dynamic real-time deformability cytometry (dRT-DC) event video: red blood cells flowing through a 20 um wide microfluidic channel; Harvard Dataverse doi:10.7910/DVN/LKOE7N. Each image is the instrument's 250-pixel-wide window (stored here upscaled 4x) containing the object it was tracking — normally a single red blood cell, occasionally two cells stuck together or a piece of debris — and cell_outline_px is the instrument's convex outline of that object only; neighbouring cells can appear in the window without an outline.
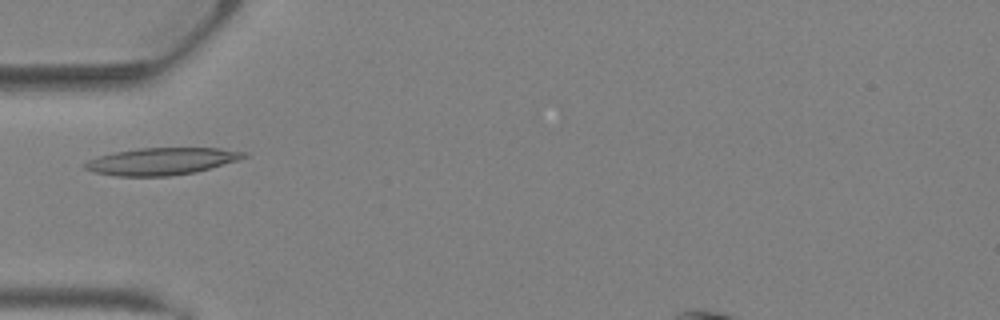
{"species": "Egyptian fruit bat (a non-hibernating species)", "species_latin": "Rousettus aegyptiacus", "temperature_condition": "warm", "stored_images_in_passage": 24, "camera_frame_rate_fps": 3000, "um_per_image_px": 0.085, "animal": {"sex": "female"}, "frame": {"image": 1, "passage_image": 1, "time_ms": 0.0, "image_size_px": [1000, 320], "cell_outline_px": [[248, 156], [236, 160], [196, 172], [168, 176], [116, 176], [92, 172], [84, 168], [84, 164], [88, 160], [100, 156], [116, 152], [140, 148], [220, 148], [248, 152]], "centroid_in_image_um": [13.73, 13.71], "position_along_channel_um": 71.3, "area_um2": 24.91}}
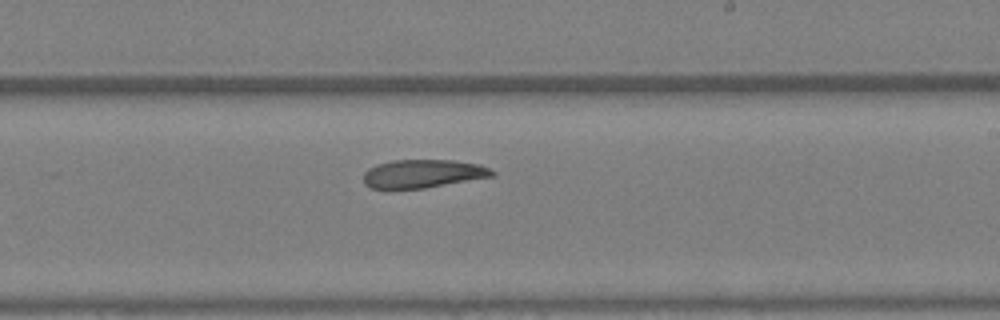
{"frame": {"image": 2, "passage_image": 11, "time_ms": 3.333, "image_size_px": [1000, 320], "cell_outline_px": [[496, 176], [424, 188], [372, 188], [364, 184], [364, 172], [368, 168], [376, 164], [392, 160], [452, 160], [480, 164], [496, 172]], "centroid_in_image_um": [35.97, 14.75], "position_along_channel_um": 253.0, "area_um2": 21.27}}
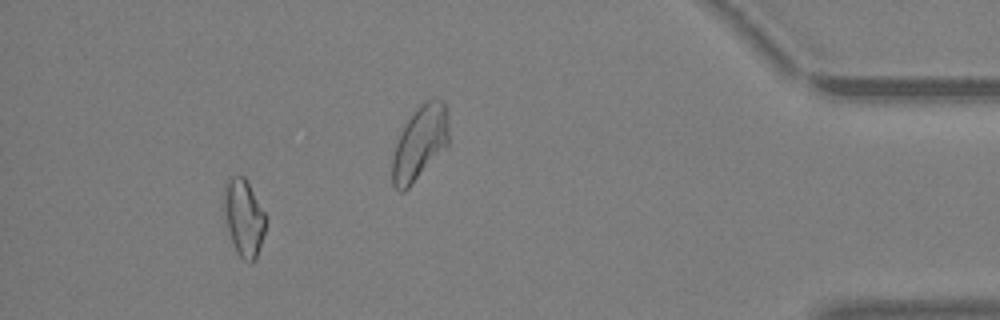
{"frame": {"image": 3, "passage_image": 21, "time_ms": 6.667, "image_size_px": [1000, 320], "cell_outline_px": [[268, 216], [264, 232], [256, 260], [244, 260], [236, 252], [228, 228], [224, 212], [224, 184], [228, 176], [244, 176]], "centroid_in_image_um": [20.74, 18.45], "position_along_channel_um": 414.5, "area_um2": 18.73}}